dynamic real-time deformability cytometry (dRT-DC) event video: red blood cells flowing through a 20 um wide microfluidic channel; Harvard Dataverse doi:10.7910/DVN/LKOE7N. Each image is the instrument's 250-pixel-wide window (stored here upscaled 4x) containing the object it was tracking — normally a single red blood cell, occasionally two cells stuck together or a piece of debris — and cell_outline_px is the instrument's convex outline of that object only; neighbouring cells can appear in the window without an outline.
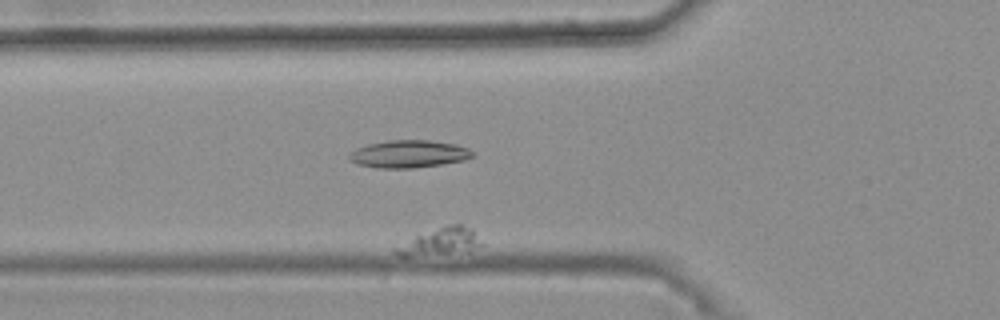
{"species": "common noctule bat (a hibernating species)", "species_latin": "Nyctalus noctula", "temperature_condition": "warm", "stored_images_in_passage": 68, "camera_frame_rate_fps": 3000, "um_per_image_px": 0.085, "animal": {"sex": "female", "body_mass_g": 25.1}, "frame": {"image": 1, "passage_image": 19, "time_ms": 6.0, "image_size_px": [1000, 320], "cell_outline_px": [[484, 244], [468, 252], [408, 256], [400, 256], [392, 252], [392, 248], [416, 236], [448, 224], [460, 224], [472, 228]], "centroid_in_image_um": [37.47, 20.55], "position_along_channel_um": 88.3, "area_um2": 13.64}}
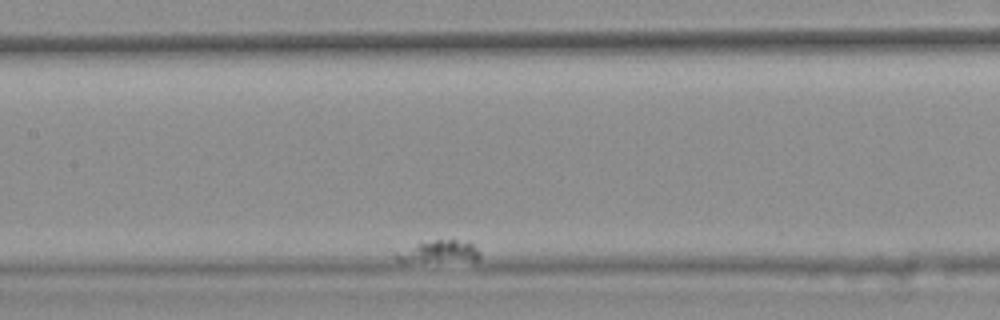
{"frame": {"image": 2, "passage_image": 33, "time_ms": 10.667, "image_size_px": [1000, 320], "cell_outline_px": [[480, 260], [396, 260], [396, 252], [416, 244], [436, 240], [468, 240], [480, 252]], "centroid_in_image_um": [37.43, 21.35], "position_along_channel_um": 170.0, "area_um2": 10.17}}
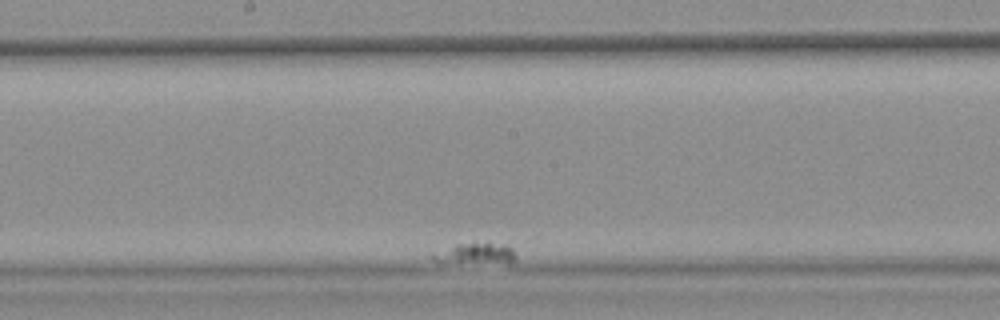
{"frame": {"image": 3, "passage_image": 40, "time_ms": 13.0, "image_size_px": [1000, 320], "cell_outline_px": [[512, 260], [508, 264], [436, 264], [428, 256], [456, 244], [488, 240], [504, 244], [512, 248]], "centroid_in_image_um": [40.33, 21.58], "position_along_channel_um": 207.9, "area_um2": 11.21}}